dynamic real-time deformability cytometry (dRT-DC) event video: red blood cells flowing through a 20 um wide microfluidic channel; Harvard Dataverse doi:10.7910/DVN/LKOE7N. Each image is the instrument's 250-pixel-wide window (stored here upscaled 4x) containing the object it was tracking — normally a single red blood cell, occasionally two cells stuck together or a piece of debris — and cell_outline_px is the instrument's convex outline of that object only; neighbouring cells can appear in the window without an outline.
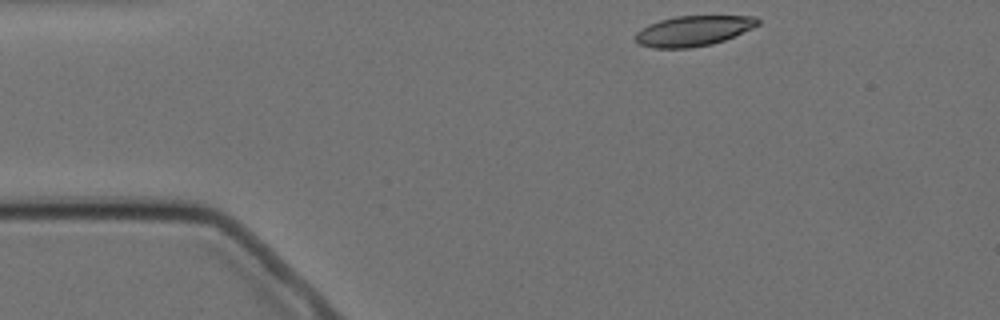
{"species": "Egyptian fruit bat (a non-hibernating species)", "species_latin": "Rousettus aegyptiacus", "temperature_condition": "cold", "stored_images_in_passage": 3, "camera_frame_rate_fps": 3000, "um_per_image_px": 0.085, "animal": {"sex": "female"}, "frame": {"image": 1, "passage_image": 1, "time_ms": 0.0, "image_size_px": [1000, 320], "cell_outline_px": [[760, 24], [752, 28], [724, 40], [712, 44], [692, 48], [652, 48], [640, 44], [632, 36], [640, 28], [648, 24], [660, 20], [676, 16], [756, 16], [760, 20]], "centroid_in_image_um": [58.9, 2.62], "position_along_channel_um": 26.1, "area_um2": 21.73}}
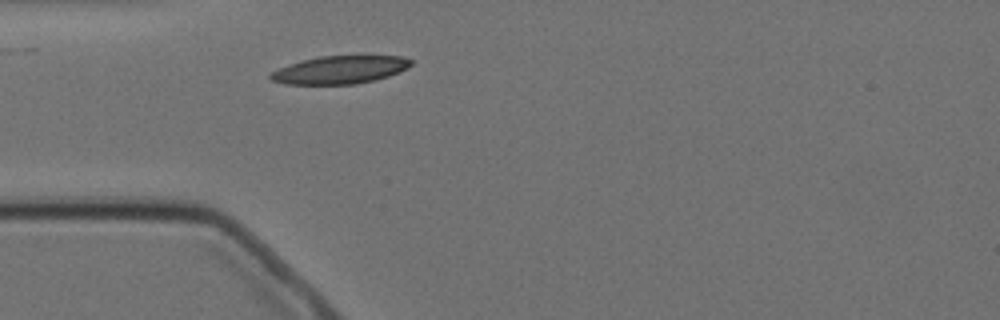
{"frame": {"image": 2, "passage_image": 3, "time_ms": 2.333, "image_size_px": [1000, 320], "cell_outline_px": [[412, 64], [408, 68], [388, 76], [376, 80], [356, 84], [284, 84], [272, 80], [268, 76], [272, 72], [280, 68], [304, 60], [320, 56], [400, 56], [412, 60]], "centroid_in_image_um": [28.93, 5.94], "position_along_channel_um": 56.1, "area_um2": 22.6}}